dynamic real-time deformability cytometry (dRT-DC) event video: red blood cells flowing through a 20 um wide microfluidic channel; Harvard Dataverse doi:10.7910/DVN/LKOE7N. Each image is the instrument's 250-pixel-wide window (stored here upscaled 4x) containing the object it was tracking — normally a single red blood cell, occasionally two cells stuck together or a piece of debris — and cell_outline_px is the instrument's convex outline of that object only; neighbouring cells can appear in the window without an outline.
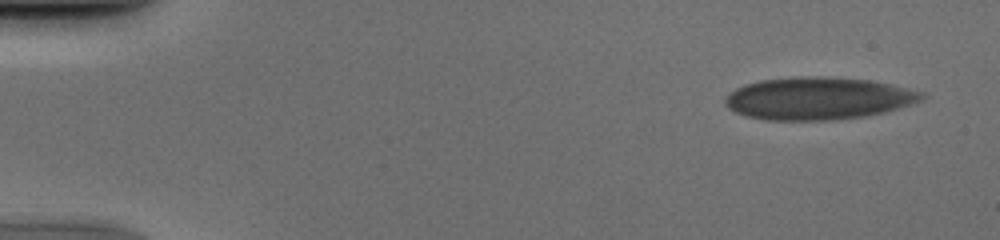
{"species": "human", "species_latin": "Homo sapiens", "temperature_condition": "cold", "stored_images_in_passage": 51, "camera_frame_rate_fps": 3000, "um_per_image_px": 0.085, "donor": {"sex": "male"}, "frame": {"image": 1, "passage_image": 3, "time_ms": 0.667, "image_size_px": [1000, 240], "cell_outline_px": [[928, 96], [924, 100], [884, 112], [868, 116], [836, 120], [764, 120], [744, 116], [728, 108], [724, 104], [724, 100], [736, 88], [744, 84], [760, 80], [792, 76], [820, 76], [868, 80], [888, 84], [924, 92]], "centroid_in_image_um": [69.54, 8.37], "position_along_channel_um": 15.5, "area_um2": 48.9}}
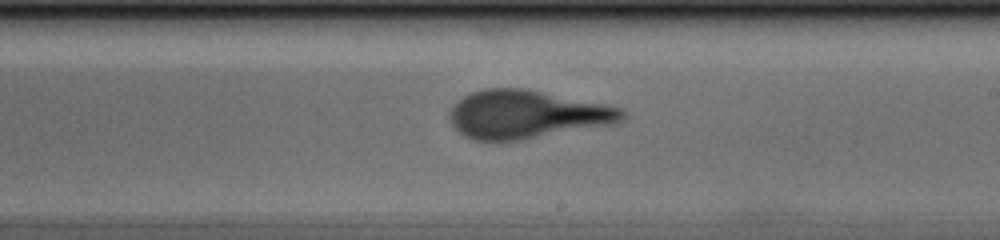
{"frame": {"image": 2, "passage_image": 30, "time_ms": 9.667, "image_size_px": [1000, 240], "cell_outline_px": [[628, 116], [612, 124], [520, 140], [472, 140], [464, 136], [448, 120], [448, 112], [452, 104], [464, 96], [472, 92], [484, 88], [524, 88], [624, 108], [628, 112]], "centroid_in_image_um": [44.74, 9.72], "position_along_channel_um": 244.3, "area_um2": 48.49}}
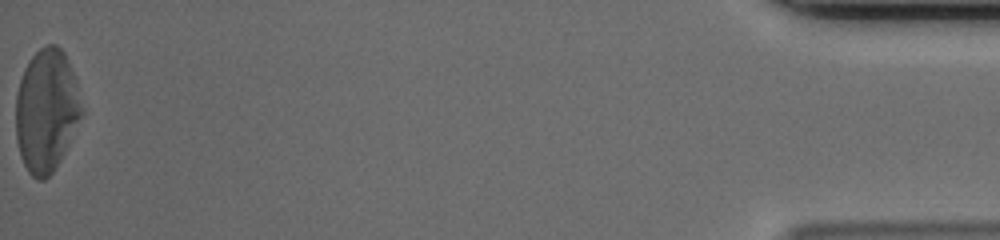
{"frame": {"image": 3, "passage_image": 51, "time_ms": 16.667, "image_size_px": [1000, 240], "cell_outline_px": [[84, 112], [68, 144], [52, 172], [44, 180], [36, 180], [28, 172], [20, 156], [16, 140], [16, 96], [20, 80], [24, 68], [28, 60], [40, 48], [48, 44], [56, 44], [64, 52], [68, 60], [76, 80], [84, 108]], "centroid_in_image_um": [3.95, 9.37], "position_along_channel_um": 431.2, "area_um2": 47.28}}